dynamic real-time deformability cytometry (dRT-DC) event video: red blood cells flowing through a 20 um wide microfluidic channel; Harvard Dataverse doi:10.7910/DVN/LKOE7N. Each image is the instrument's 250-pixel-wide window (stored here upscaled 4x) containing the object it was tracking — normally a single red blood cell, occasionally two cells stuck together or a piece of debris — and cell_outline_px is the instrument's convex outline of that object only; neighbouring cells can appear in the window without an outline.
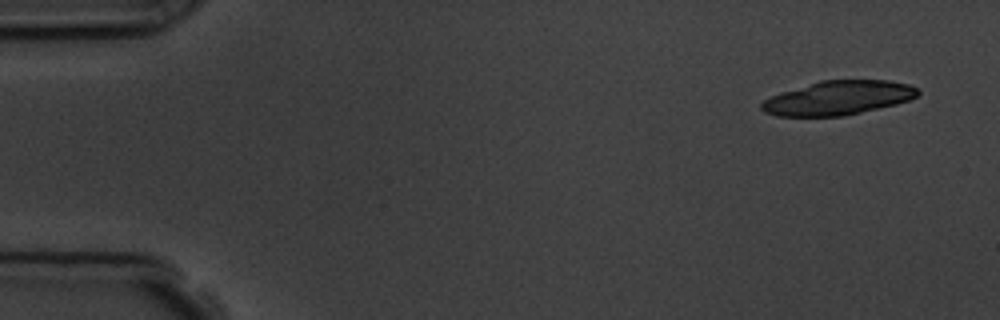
{"species": "common noctule bat (a hibernating species)", "species_latin": "Nyctalus noctula", "temperature_condition": "room temperature", "stored_images_in_passage": 16, "camera_frame_rate_fps": 3000, "um_per_image_px": 0.085, "animal": {"sex": "male", "body_mass_g": 19.5, "forearm_length_mm": 54.6}, "frame": {"image": 1, "passage_image": 1, "time_ms": 0.0, "image_size_px": [1000, 320], "cell_outline_px": [[920, 92], [916, 96], [908, 100], [896, 104], [844, 116], [776, 116], [764, 112], [760, 108], [760, 104], [764, 100], [780, 92], [820, 80], [888, 80], [908, 84], [916, 88]], "centroid_in_image_um": [71.21, 8.32], "position_along_channel_um": 13.8, "area_um2": 30.98}}
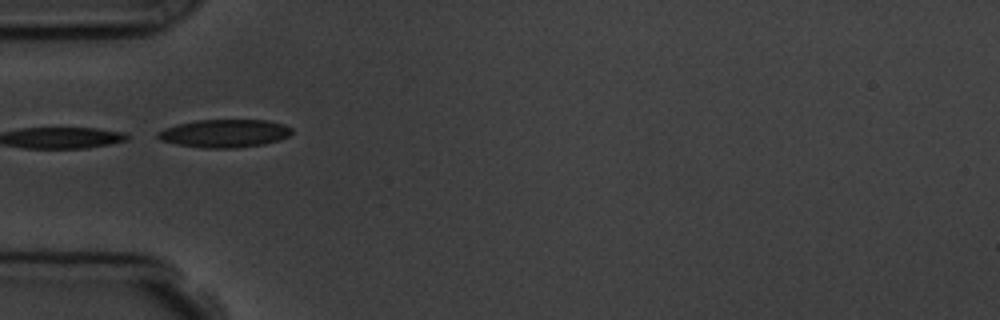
{"frame": {"image": 2, "passage_image": 5, "time_ms": 4.667, "image_size_px": [1000, 320], "cell_outline_px": [[292, 132], [288, 136], [280, 140], [264, 144], [236, 148], [204, 148], [176, 144], [160, 140], [156, 136], [156, 132], [164, 128], [176, 124], [196, 120], [268, 120], [284, 124], [292, 128]], "centroid_in_image_um": [19.07, 11.33], "position_along_channel_um": 65.9, "area_um2": 22.08}}
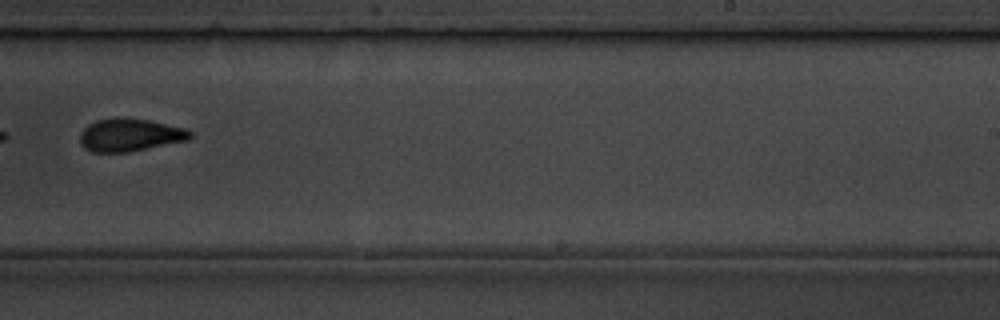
{"frame": {"image": 3, "passage_image": 10, "time_ms": 10.333, "image_size_px": [1000, 320], "cell_outline_px": [[192, 136], [188, 140], [128, 152], [92, 152], [84, 148], [80, 144], [80, 132], [88, 124], [96, 120], [148, 120], [184, 128], [192, 132]], "centroid_in_image_um": [11.03, 11.51], "position_along_channel_um": 278.0, "area_um2": 20.4}, "authors_computed_cell_mechanics": {"area_um2": 21.5305, "velocity_mm_per_s": 3.7522, "shape_relaxation_time_tau1_ms": 2.9162, "shape_relaxation_time_tau2_ms": null, "deformation_change_tau1": 0.1052, "deformation_change_tau2": null}}